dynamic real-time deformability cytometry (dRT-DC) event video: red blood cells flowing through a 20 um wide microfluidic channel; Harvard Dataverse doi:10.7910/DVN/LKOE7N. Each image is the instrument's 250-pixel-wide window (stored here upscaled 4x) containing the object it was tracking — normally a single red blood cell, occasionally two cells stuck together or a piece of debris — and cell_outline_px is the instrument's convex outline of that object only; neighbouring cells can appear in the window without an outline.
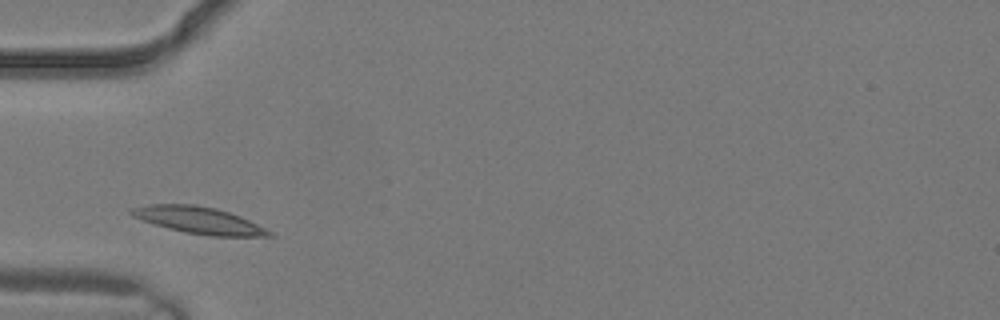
{"species": "common noctule bat (a hibernating species)", "species_latin": "Nyctalus noctula", "temperature_condition": "warm", "stored_images_in_passage": 1, "camera_frame_rate_fps": 3000, "um_per_image_px": 0.085, "animal": {"sex": "male", "body_mass_g": 19.2, "forearm_length_mm": 51.8}, "frame": {"image": 1, "passage_image": 1, "time_ms": 0.0, "image_size_px": [1000, 320], "cell_outline_px": [[272, 236], [212, 236], [184, 232], [168, 228], [132, 216], [128, 212], [128, 208], [148, 204], [192, 204], [216, 208], [240, 216], [272, 232]], "centroid_in_image_um": [16.85, 18.71], "position_along_channel_um": 68.2, "area_um2": 21.27}}